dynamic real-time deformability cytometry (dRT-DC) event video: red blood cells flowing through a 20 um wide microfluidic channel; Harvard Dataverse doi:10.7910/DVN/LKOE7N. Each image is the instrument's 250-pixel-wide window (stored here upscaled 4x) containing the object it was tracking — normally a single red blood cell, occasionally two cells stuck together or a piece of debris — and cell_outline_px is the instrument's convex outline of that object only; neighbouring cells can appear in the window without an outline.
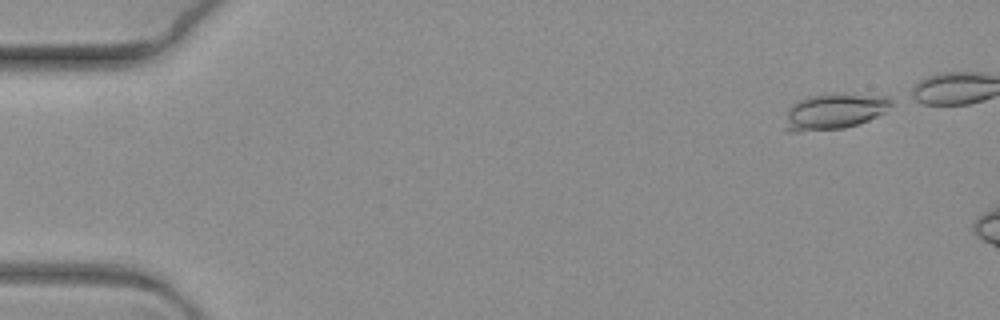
{"species": "common noctule bat (a hibernating species)", "species_latin": "Nyctalus noctula", "temperature_condition": "warm", "stored_images_in_passage": 3, "camera_frame_rate_fps": 3000, "um_per_image_px": 0.085, "animal": {"sex": "female", "body_mass_g": 19.3, "forearm_length_mm": 54.1}, "frame": {"image": 1, "passage_image": 1, "time_ms": 0.0, "image_size_px": [1000, 320], "cell_outline_px": [[892, 104], [884, 112], [868, 120], [844, 128], [800, 132], [784, 132], [784, 128], [788, 108], [796, 100], [808, 96], [888, 96], [892, 100]], "centroid_in_image_um": [70.81, 9.52], "position_along_channel_um": 14.2, "area_um2": 21.5}}